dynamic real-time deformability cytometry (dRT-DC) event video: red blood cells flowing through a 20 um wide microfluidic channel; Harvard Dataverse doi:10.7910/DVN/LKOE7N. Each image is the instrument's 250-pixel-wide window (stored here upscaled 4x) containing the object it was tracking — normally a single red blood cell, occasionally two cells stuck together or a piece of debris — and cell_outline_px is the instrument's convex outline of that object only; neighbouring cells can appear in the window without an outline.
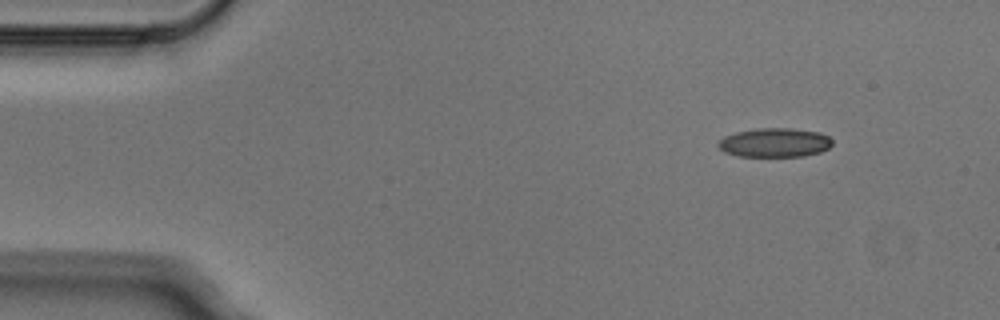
{"species": "Egyptian fruit bat (a non-hibernating species)", "species_latin": "Rousettus aegyptiacus", "temperature_condition": "cold", "stored_images_in_passage": 5, "camera_frame_rate_fps": 3000, "um_per_image_px": 0.085, "animal": {"sex": "male"}, "frame": {"image": 1, "passage_image": 1, "time_ms": 0.0, "image_size_px": [1000, 320], "cell_outline_px": [[832, 144], [828, 148], [820, 152], [804, 156], [736, 156], [724, 152], [716, 144], [724, 136], [736, 132], [756, 128], [792, 128], [820, 132], [828, 136], [832, 140]], "centroid_in_image_um": [65.84, 12.11], "position_along_channel_um": 19.2, "area_um2": 19.42}}
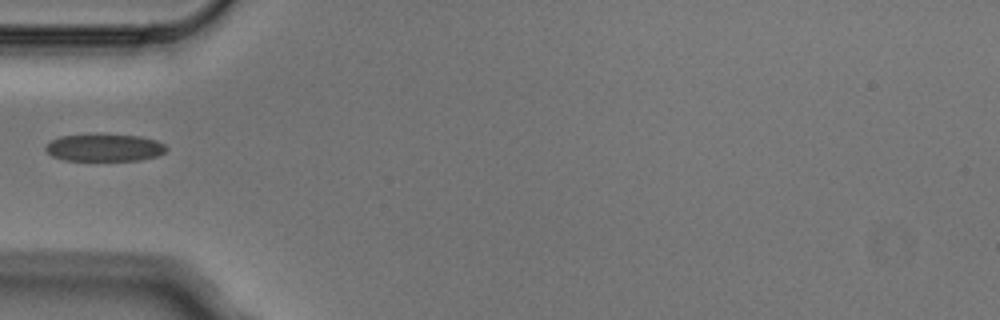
{"frame": {"image": 2, "passage_image": 4, "time_ms": 1.0, "image_size_px": [1000, 320], "cell_outline_px": [[168, 148], [164, 152], [156, 156], [140, 160], [64, 160], [52, 156], [44, 148], [52, 140], [60, 136], [96, 132], [140, 136], [156, 140], [164, 144]], "centroid_in_image_um": [8.87, 12.51], "position_along_channel_um": 76.1, "area_um2": 19.71}}
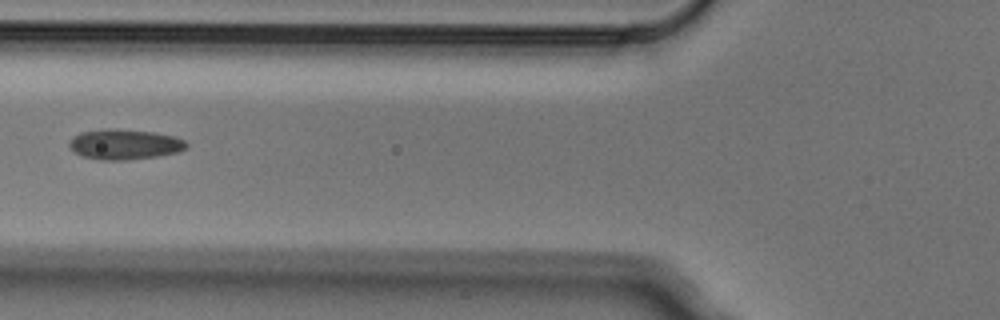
{"frame": {"image": 3, "passage_image": 5, "time_ms": 1.333, "image_size_px": [1000, 320], "cell_outline_px": [[188, 144], [184, 148], [176, 152], [156, 156], [128, 160], [100, 160], [80, 156], [68, 144], [72, 136], [80, 132], [108, 128], [116, 128], [152, 132], [172, 136], [184, 140]], "centroid_in_image_um": [10.53, 12.26], "position_along_channel_um": 115.3, "area_um2": 20.58}}